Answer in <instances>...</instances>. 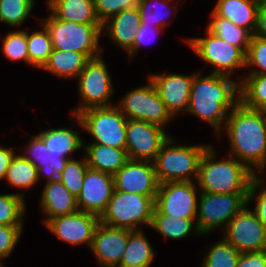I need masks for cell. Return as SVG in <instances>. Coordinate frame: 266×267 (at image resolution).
Here are the masks:
<instances>
[{
	"instance_id": "21",
	"label": "cell",
	"mask_w": 266,
	"mask_h": 267,
	"mask_svg": "<svg viewBox=\"0 0 266 267\" xmlns=\"http://www.w3.org/2000/svg\"><path fill=\"white\" fill-rule=\"evenodd\" d=\"M40 201L42 211L48 216L43 220L44 224L50 219L79 211L77 198L66 189L62 182L47 181Z\"/></svg>"
},
{
	"instance_id": "19",
	"label": "cell",
	"mask_w": 266,
	"mask_h": 267,
	"mask_svg": "<svg viewBox=\"0 0 266 267\" xmlns=\"http://www.w3.org/2000/svg\"><path fill=\"white\" fill-rule=\"evenodd\" d=\"M130 230L113 228L99 223L96 226L91 251L96 255L100 266L117 267L128 243Z\"/></svg>"
},
{
	"instance_id": "39",
	"label": "cell",
	"mask_w": 266,
	"mask_h": 267,
	"mask_svg": "<svg viewBox=\"0 0 266 267\" xmlns=\"http://www.w3.org/2000/svg\"><path fill=\"white\" fill-rule=\"evenodd\" d=\"M245 66H256L249 75L266 74V38L252 35L247 53L245 55Z\"/></svg>"
},
{
	"instance_id": "13",
	"label": "cell",
	"mask_w": 266,
	"mask_h": 267,
	"mask_svg": "<svg viewBox=\"0 0 266 267\" xmlns=\"http://www.w3.org/2000/svg\"><path fill=\"white\" fill-rule=\"evenodd\" d=\"M196 184L193 181L160 183L155 207L174 218H197Z\"/></svg>"
},
{
	"instance_id": "35",
	"label": "cell",
	"mask_w": 266,
	"mask_h": 267,
	"mask_svg": "<svg viewBox=\"0 0 266 267\" xmlns=\"http://www.w3.org/2000/svg\"><path fill=\"white\" fill-rule=\"evenodd\" d=\"M240 252L224 238L213 244L204 257L201 267H236Z\"/></svg>"
},
{
	"instance_id": "4",
	"label": "cell",
	"mask_w": 266,
	"mask_h": 267,
	"mask_svg": "<svg viewBox=\"0 0 266 267\" xmlns=\"http://www.w3.org/2000/svg\"><path fill=\"white\" fill-rule=\"evenodd\" d=\"M169 137L153 160L159 183L197 180L199 163L208 145H173ZM191 176V177H190Z\"/></svg>"
},
{
	"instance_id": "27",
	"label": "cell",
	"mask_w": 266,
	"mask_h": 267,
	"mask_svg": "<svg viewBox=\"0 0 266 267\" xmlns=\"http://www.w3.org/2000/svg\"><path fill=\"white\" fill-rule=\"evenodd\" d=\"M154 250L141 229L130 230L128 243L122 260L117 267H150Z\"/></svg>"
},
{
	"instance_id": "33",
	"label": "cell",
	"mask_w": 266,
	"mask_h": 267,
	"mask_svg": "<svg viewBox=\"0 0 266 267\" xmlns=\"http://www.w3.org/2000/svg\"><path fill=\"white\" fill-rule=\"evenodd\" d=\"M43 30L27 33V47L29 64L38 68H43L52 52V42L48 29L42 23Z\"/></svg>"
},
{
	"instance_id": "44",
	"label": "cell",
	"mask_w": 266,
	"mask_h": 267,
	"mask_svg": "<svg viewBox=\"0 0 266 267\" xmlns=\"http://www.w3.org/2000/svg\"><path fill=\"white\" fill-rule=\"evenodd\" d=\"M156 32H153V31ZM160 30H162V28H158L156 26L153 25H146V24H141L138 27L136 36H135V40L133 42V45L126 51L128 52L129 57L131 56H136L138 49L145 43L147 42L146 39L149 38L148 35H152L153 33H160ZM155 35V34H154Z\"/></svg>"
},
{
	"instance_id": "28",
	"label": "cell",
	"mask_w": 266,
	"mask_h": 267,
	"mask_svg": "<svg viewBox=\"0 0 266 267\" xmlns=\"http://www.w3.org/2000/svg\"><path fill=\"white\" fill-rule=\"evenodd\" d=\"M194 220L196 218H174L167 214H162L155 207L150 228L165 238L179 240L187 237L193 230L194 234L201 235Z\"/></svg>"
},
{
	"instance_id": "1",
	"label": "cell",
	"mask_w": 266,
	"mask_h": 267,
	"mask_svg": "<svg viewBox=\"0 0 266 267\" xmlns=\"http://www.w3.org/2000/svg\"><path fill=\"white\" fill-rule=\"evenodd\" d=\"M224 128L230 142L229 155L255 174L256 169L263 172L266 168V118L263 111L239 102L229 112Z\"/></svg>"
},
{
	"instance_id": "23",
	"label": "cell",
	"mask_w": 266,
	"mask_h": 267,
	"mask_svg": "<svg viewBox=\"0 0 266 267\" xmlns=\"http://www.w3.org/2000/svg\"><path fill=\"white\" fill-rule=\"evenodd\" d=\"M259 6L260 0H218L213 12L248 30L253 35Z\"/></svg>"
},
{
	"instance_id": "3",
	"label": "cell",
	"mask_w": 266,
	"mask_h": 267,
	"mask_svg": "<svg viewBox=\"0 0 266 267\" xmlns=\"http://www.w3.org/2000/svg\"><path fill=\"white\" fill-rule=\"evenodd\" d=\"M217 153L213 146L205 150L199 163L198 188L206 193H249L257 174L246 165L230 156L225 160H215Z\"/></svg>"
},
{
	"instance_id": "9",
	"label": "cell",
	"mask_w": 266,
	"mask_h": 267,
	"mask_svg": "<svg viewBox=\"0 0 266 267\" xmlns=\"http://www.w3.org/2000/svg\"><path fill=\"white\" fill-rule=\"evenodd\" d=\"M77 78L82 103L75 108L73 115L89 108L112 106L108 99L113 94V85L102 56L91 59Z\"/></svg>"
},
{
	"instance_id": "15",
	"label": "cell",
	"mask_w": 266,
	"mask_h": 267,
	"mask_svg": "<svg viewBox=\"0 0 266 267\" xmlns=\"http://www.w3.org/2000/svg\"><path fill=\"white\" fill-rule=\"evenodd\" d=\"M113 177L114 190L156 198L160 183L151 160L129 159Z\"/></svg>"
},
{
	"instance_id": "38",
	"label": "cell",
	"mask_w": 266,
	"mask_h": 267,
	"mask_svg": "<svg viewBox=\"0 0 266 267\" xmlns=\"http://www.w3.org/2000/svg\"><path fill=\"white\" fill-rule=\"evenodd\" d=\"M2 53L11 61H25L29 63L27 32L17 30L9 32L2 40Z\"/></svg>"
},
{
	"instance_id": "24",
	"label": "cell",
	"mask_w": 266,
	"mask_h": 267,
	"mask_svg": "<svg viewBox=\"0 0 266 267\" xmlns=\"http://www.w3.org/2000/svg\"><path fill=\"white\" fill-rule=\"evenodd\" d=\"M88 167L114 175L128 160L127 151L99 143L84 145Z\"/></svg>"
},
{
	"instance_id": "40",
	"label": "cell",
	"mask_w": 266,
	"mask_h": 267,
	"mask_svg": "<svg viewBox=\"0 0 266 267\" xmlns=\"http://www.w3.org/2000/svg\"><path fill=\"white\" fill-rule=\"evenodd\" d=\"M152 1L154 2L152 5L153 7L151 6V3H153ZM166 1L167 0H139L137 8L141 17V24L153 25L163 29L167 21L163 18L165 17L163 16L164 14L157 9L162 10L163 7H166L164 11H167L168 6L165 4ZM168 9H170L169 12L171 11L173 13L171 8Z\"/></svg>"
},
{
	"instance_id": "46",
	"label": "cell",
	"mask_w": 266,
	"mask_h": 267,
	"mask_svg": "<svg viewBox=\"0 0 266 267\" xmlns=\"http://www.w3.org/2000/svg\"><path fill=\"white\" fill-rule=\"evenodd\" d=\"M253 35L266 38V0H260L256 29Z\"/></svg>"
},
{
	"instance_id": "32",
	"label": "cell",
	"mask_w": 266,
	"mask_h": 267,
	"mask_svg": "<svg viewBox=\"0 0 266 267\" xmlns=\"http://www.w3.org/2000/svg\"><path fill=\"white\" fill-rule=\"evenodd\" d=\"M5 179L16 188L30 189L38 181V169L22 155H15L7 169Z\"/></svg>"
},
{
	"instance_id": "48",
	"label": "cell",
	"mask_w": 266,
	"mask_h": 267,
	"mask_svg": "<svg viewBox=\"0 0 266 267\" xmlns=\"http://www.w3.org/2000/svg\"><path fill=\"white\" fill-rule=\"evenodd\" d=\"M261 111H263V113H264V115H265V118H266V110H261Z\"/></svg>"
},
{
	"instance_id": "18",
	"label": "cell",
	"mask_w": 266,
	"mask_h": 267,
	"mask_svg": "<svg viewBox=\"0 0 266 267\" xmlns=\"http://www.w3.org/2000/svg\"><path fill=\"white\" fill-rule=\"evenodd\" d=\"M195 74L196 73L193 75H182L165 73L162 75H149L148 78L153 82L160 99L173 117L181 111L186 113L190 101L191 85Z\"/></svg>"
},
{
	"instance_id": "8",
	"label": "cell",
	"mask_w": 266,
	"mask_h": 267,
	"mask_svg": "<svg viewBox=\"0 0 266 267\" xmlns=\"http://www.w3.org/2000/svg\"><path fill=\"white\" fill-rule=\"evenodd\" d=\"M248 193H206L199 195L196 225L201 235L219 226L224 228L247 204Z\"/></svg>"
},
{
	"instance_id": "20",
	"label": "cell",
	"mask_w": 266,
	"mask_h": 267,
	"mask_svg": "<svg viewBox=\"0 0 266 267\" xmlns=\"http://www.w3.org/2000/svg\"><path fill=\"white\" fill-rule=\"evenodd\" d=\"M26 148L25 152L29 156L26 154L22 156L36 166L39 179L43 176L47 181L61 182V172L66 167L68 158L63 154L50 152L38 135H33Z\"/></svg>"
},
{
	"instance_id": "43",
	"label": "cell",
	"mask_w": 266,
	"mask_h": 267,
	"mask_svg": "<svg viewBox=\"0 0 266 267\" xmlns=\"http://www.w3.org/2000/svg\"><path fill=\"white\" fill-rule=\"evenodd\" d=\"M264 178L261 176H257L251 183L249 188V193L247 196V204L253 201V198H256L254 213L257 218L266 226V186L264 185L261 191L257 194L256 191L262 185ZM257 195V196H255Z\"/></svg>"
},
{
	"instance_id": "7",
	"label": "cell",
	"mask_w": 266,
	"mask_h": 267,
	"mask_svg": "<svg viewBox=\"0 0 266 267\" xmlns=\"http://www.w3.org/2000/svg\"><path fill=\"white\" fill-rule=\"evenodd\" d=\"M73 116L82 130L96 140L93 143L126 150L128 119L117 105L89 108Z\"/></svg>"
},
{
	"instance_id": "47",
	"label": "cell",
	"mask_w": 266,
	"mask_h": 267,
	"mask_svg": "<svg viewBox=\"0 0 266 267\" xmlns=\"http://www.w3.org/2000/svg\"><path fill=\"white\" fill-rule=\"evenodd\" d=\"M14 156L15 153L11 148L0 146V180L5 179L7 169Z\"/></svg>"
},
{
	"instance_id": "17",
	"label": "cell",
	"mask_w": 266,
	"mask_h": 267,
	"mask_svg": "<svg viewBox=\"0 0 266 267\" xmlns=\"http://www.w3.org/2000/svg\"><path fill=\"white\" fill-rule=\"evenodd\" d=\"M113 175L88 168L77 197L79 211L101 216L114 192Z\"/></svg>"
},
{
	"instance_id": "30",
	"label": "cell",
	"mask_w": 266,
	"mask_h": 267,
	"mask_svg": "<svg viewBox=\"0 0 266 267\" xmlns=\"http://www.w3.org/2000/svg\"><path fill=\"white\" fill-rule=\"evenodd\" d=\"M211 16L212 19L206 29L215 36L238 47L246 55L252 34L228 19L217 16L213 11Z\"/></svg>"
},
{
	"instance_id": "37",
	"label": "cell",
	"mask_w": 266,
	"mask_h": 267,
	"mask_svg": "<svg viewBox=\"0 0 266 267\" xmlns=\"http://www.w3.org/2000/svg\"><path fill=\"white\" fill-rule=\"evenodd\" d=\"M88 168L86 157L82 161L69 159L66 167L61 172L62 184L76 198L83 187L84 176Z\"/></svg>"
},
{
	"instance_id": "16",
	"label": "cell",
	"mask_w": 266,
	"mask_h": 267,
	"mask_svg": "<svg viewBox=\"0 0 266 267\" xmlns=\"http://www.w3.org/2000/svg\"><path fill=\"white\" fill-rule=\"evenodd\" d=\"M99 216L83 211L50 219L45 225L59 239L71 245L88 244L91 248Z\"/></svg>"
},
{
	"instance_id": "22",
	"label": "cell",
	"mask_w": 266,
	"mask_h": 267,
	"mask_svg": "<svg viewBox=\"0 0 266 267\" xmlns=\"http://www.w3.org/2000/svg\"><path fill=\"white\" fill-rule=\"evenodd\" d=\"M141 17L137 7L125 9L102 24V31L108 34L114 44L127 51L135 40ZM106 28V29H105Z\"/></svg>"
},
{
	"instance_id": "25",
	"label": "cell",
	"mask_w": 266,
	"mask_h": 267,
	"mask_svg": "<svg viewBox=\"0 0 266 267\" xmlns=\"http://www.w3.org/2000/svg\"><path fill=\"white\" fill-rule=\"evenodd\" d=\"M51 13L59 20L81 24H101L94 0H47Z\"/></svg>"
},
{
	"instance_id": "31",
	"label": "cell",
	"mask_w": 266,
	"mask_h": 267,
	"mask_svg": "<svg viewBox=\"0 0 266 267\" xmlns=\"http://www.w3.org/2000/svg\"><path fill=\"white\" fill-rule=\"evenodd\" d=\"M240 81V102L246 107L266 110V74L248 75Z\"/></svg>"
},
{
	"instance_id": "29",
	"label": "cell",
	"mask_w": 266,
	"mask_h": 267,
	"mask_svg": "<svg viewBox=\"0 0 266 267\" xmlns=\"http://www.w3.org/2000/svg\"><path fill=\"white\" fill-rule=\"evenodd\" d=\"M38 136L43 140L50 152L63 154L68 159H71L69 154L71 155L74 151L84 148L85 144L79 133L71 128H51L40 132Z\"/></svg>"
},
{
	"instance_id": "2",
	"label": "cell",
	"mask_w": 266,
	"mask_h": 267,
	"mask_svg": "<svg viewBox=\"0 0 266 267\" xmlns=\"http://www.w3.org/2000/svg\"><path fill=\"white\" fill-rule=\"evenodd\" d=\"M200 74L196 73L193 78L186 112L208 122L219 136L228 112L240 102V81L223 74L211 73L206 77H200Z\"/></svg>"
},
{
	"instance_id": "34",
	"label": "cell",
	"mask_w": 266,
	"mask_h": 267,
	"mask_svg": "<svg viewBox=\"0 0 266 267\" xmlns=\"http://www.w3.org/2000/svg\"><path fill=\"white\" fill-rule=\"evenodd\" d=\"M24 192L0 195V225H23Z\"/></svg>"
},
{
	"instance_id": "10",
	"label": "cell",
	"mask_w": 266,
	"mask_h": 267,
	"mask_svg": "<svg viewBox=\"0 0 266 267\" xmlns=\"http://www.w3.org/2000/svg\"><path fill=\"white\" fill-rule=\"evenodd\" d=\"M119 103L117 106L127 119L142 120L164 128L173 117L150 79L147 85L127 92Z\"/></svg>"
},
{
	"instance_id": "45",
	"label": "cell",
	"mask_w": 266,
	"mask_h": 267,
	"mask_svg": "<svg viewBox=\"0 0 266 267\" xmlns=\"http://www.w3.org/2000/svg\"><path fill=\"white\" fill-rule=\"evenodd\" d=\"M236 267H266V250L241 253Z\"/></svg>"
},
{
	"instance_id": "26",
	"label": "cell",
	"mask_w": 266,
	"mask_h": 267,
	"mask_svg": "<svg viewBox=\"0 0 266 267\" xmlns=\"http://www.w3.org/2000/svg\"><path fill=\"white\" fill-rule=\"evenodd\" d=\"M91 59L80 52L52 49L42 69L60 77H77Z\"/></svg>"
},
{
	"instance_id": "42",
	"label": "cell",
	"mask_w": 266,
	"mask_h": 267,
	"mask_svg": "<svg viewBox=\"0 0 266 267\" xmlns=\"http://www.w3.org/2000/svg\"><path fill=\"white\" fill-rule=\"evenodd\" d=\"M23 225H0V261L14 250L22 233Z\"/></svg>"
},
{
	"instance_id": "11",
	"label": "cell",
	"mask_w": 266,
	"mask_h": 267,
	"mask_svg": "<svg viewBox=\"0 0 266 267\" xmlns=\"http://www.w3.org/2000/svg\"><path fill=\"white\" fill-rule=\"evenodd\" d=\"M204 62L214 66L211 73L230 76L245 66V54L206 29V37L185 40Z\"/></svg>"
},
{
	"instance_id": "41",
	"label": "cell",
	"mask_w": 266,
	"mask_h": 267,
	"mask_svg": "<svg viewBox=\"0 0 266 267\" xmlns=\"http://www.w3.org/2000/svg\"><path fill=\"white\" fill-rule=\"evenodd\" d=\"M139 0H94L95 12L101 24L125 9L137 7Z\"/></svg>"
},
{
	"instance_id": "6",
	"label": "cell",
	"mask_w": 266,
	"mask_h": 267,
	"mask_svg": "<svg viewBox=\"0 0 266 267\" xmlns=\"http://www.w3.org/2000/svg\"><path fill=\"white\" fill-rule=\"evenodd\" d=\"M155 199L136 193L114 190L100 223L113 228L137 230L138 225H151Z\"/></svg>"
},
{
	"instance_id": "5",
	"label": "cell",
	"mask_w": 266,
	"mask_h": 267,
	"mask_svg": "<svg viewBox=\"0 0 266 267\" xmlns=\"http://www.w3.org/2000/svg\"><path fill=\"white\" fill-rule=\"evenodd\" d=\"M41 22L50 33L52 48L80 52L90 59L101 56L99 38L102 24H81L57 19L52 13Z\"/></svg>"
},
{
	"instance_id": "36",
	"label": "cell",
	"mask_w": 266,
	"mask_h": 267,
	"mask_svg": "<svg viewBox=\"0 0 266 267\" xmlns=\"http://www.w3.org/2000/svg\"><path fill=\"white\" fill-rule=\"evenodd\" d=\"M34 4V0H0V21L18 27L29 17Z\"/></svg>"
},
{
	"instance_id": "12",
	"label": "cell",
	"mask_w": 266,
	"mask_h": 267,
	"mask_svg": "<svg viewBox=\"0 0 266 267\" xmlns=\"http://www.w3.org/2000/svg\"><path fill=\"white\" fill-rule=\"evenodd\" d=\"M223 237L240 253L266 250V226L245 206L225 227Z\"/></svg>"
},
{
	"instance_id": "14",
	"label": "cell",
	"mask_w": 266,
	"mask_h": 267,
	"mask_svg": "<svg viewBox=\"0 0 266 267\" xmlns=\"http://www.w3.org/2000/svg\"><path fill=\"white\" fill-rule=\"evenodd\" d=\"M170 136L164 128L142 120L128 119L126 151L129 159L153 161Z\"/></svg>"
},
{
	"instance_id": "49",
	"label": "cell",
	"mask_w": 266,
	"mask_h": 267,
	"mask_svg": "<svg viewBox=\"0 0 266 267\" xmlns=\"http://www.w3.org/2000/svg\"><path fill=\"white\" fill-rule=\"evenodd\" d=\"M0 267H5V266L3 265V262H0Z\"/></svg>"
}]
</instances>
